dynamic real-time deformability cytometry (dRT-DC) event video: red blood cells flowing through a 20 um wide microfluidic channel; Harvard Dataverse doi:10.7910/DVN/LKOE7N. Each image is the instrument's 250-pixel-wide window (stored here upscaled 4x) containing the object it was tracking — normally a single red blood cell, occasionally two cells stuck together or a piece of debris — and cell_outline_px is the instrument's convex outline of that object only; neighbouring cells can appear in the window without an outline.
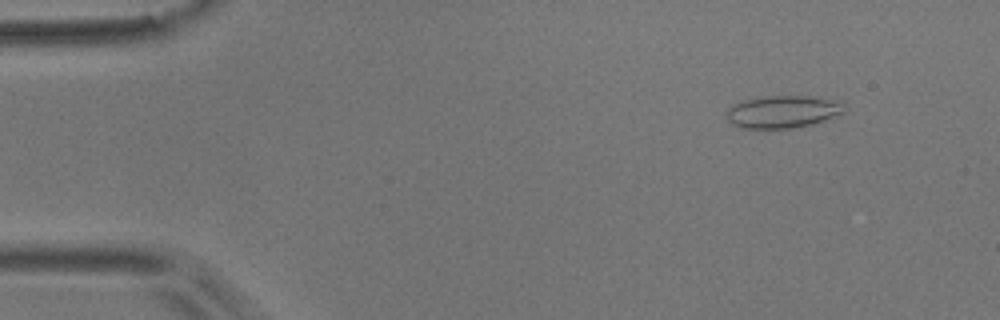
{"species": "common noctule bat (a hibernating species)", "species_latin": "Nyctalus noctula", "temperature_condition": "room temperature", "stored_images_in_passage": 16, "camera_frame_rate_fps": 3000, "um_per_image_px": 0.085, "animal": {"sex": "male", "body_mass_g": 17.9}, "frame": {"image": 1, "passage_image": 5, "time_ms": 1.333, "image_size_px": [1000, 320], "cell_outline_px": [[844, 112], [824, 120], [812, 124], [792, 128], [740, 128], [732, 124], [728, 120], [728, 108], [732, 104], [740, 100], [768, 96], [812, 96], [844, 104]], "centroid_in_image_um": [66.47, 9.5], "position_along_channel_um": 18.5, "area_um2": 22.02}}